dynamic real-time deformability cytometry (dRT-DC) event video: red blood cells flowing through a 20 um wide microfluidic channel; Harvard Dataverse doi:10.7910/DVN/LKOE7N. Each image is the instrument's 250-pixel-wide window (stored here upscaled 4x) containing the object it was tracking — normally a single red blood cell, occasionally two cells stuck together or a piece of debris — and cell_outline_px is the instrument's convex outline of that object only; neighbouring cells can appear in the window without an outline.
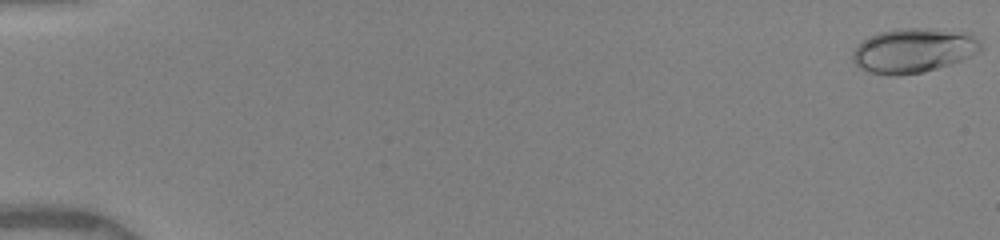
{"species": "human", "species_latin": "Homo sapiens", "temperature_condition": "warm", "stored_images_in_passage": 29, "camera_frame_rate_fps": 3000, "um_per_image_px": 0.085, "donor": {"sex": "female"}, "frame": {"image": 1, "passage_image": 1, "time_ms": 0.0, "image_size_px": [1000, 240], "cell_outline_px": [[984, 48], [980, 52], [960, 60], [936, 68], [920, 72], [896, 76], [888, 76], [872, 72], [860, 68], [852, 60], [852, 52], [864, 40], [880, 32], [904, 28], [920, 28], [972, 32], [980, 40]], "centroid_in_image_um": [77.71, 4.28], "position_along_channel_um": 7.3, "area_um2": 33.06}}
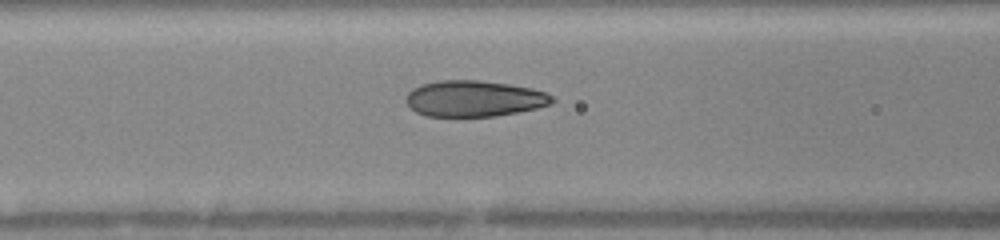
{"frame": {"image": 2, "passage_image": 12, "time_ms": 7.333, "image_size_px": [1000, 240], "cell_outline_px": [[556, 100], [552, 104], [536, 108], [496, 116], [424, 116], [416, 112], [404, 100], [404, 96], [412, 88], [420, 84], [440, 80], [480, 80], [508, 84], [532, 88], [548, 92]], "centroid_in_image_um": [40.29, 8.37], "position_along_channel_um": 126.3, "area_um2": 30.98}}
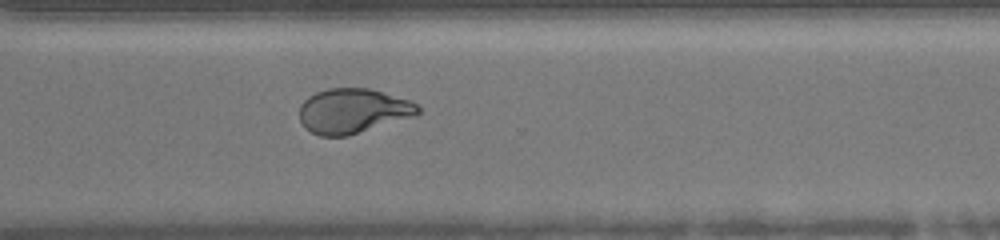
{"frame": {"image": 3, "passage_image": 29, "time_ms": 12.667, "image_size_px": [1000, 240], "cell_outline_px": [[420, 112], [416, 116], [348, 136], [320, 136], [304, 128], [300, 120], [300, 104], [308, 96], [316, 92], [328, 88], [368, 88], [408, 100], [416, 104], [420, 108]], "centroid_in_image_um": [29.98, 9.44], "position_along_channel_um": 340.6, "area_um2": 30.98}}